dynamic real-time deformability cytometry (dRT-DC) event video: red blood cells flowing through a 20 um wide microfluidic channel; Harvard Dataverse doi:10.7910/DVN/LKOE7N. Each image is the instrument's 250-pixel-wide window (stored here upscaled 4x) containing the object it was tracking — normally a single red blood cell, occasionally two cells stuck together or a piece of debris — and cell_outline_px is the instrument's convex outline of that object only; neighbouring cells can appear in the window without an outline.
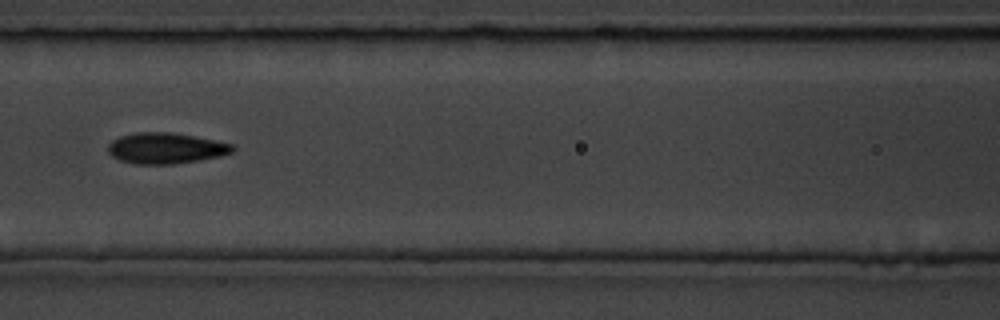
{"species": "common noctule bat (a hibernating species)", "species_latin": "Nyctalus noctula", "temperature_condition": "room temperature", "stored_images_in_passage": 9, "camera_frame_rate_fps": 3000, "um_per_image_px": 0.085, "animal": {"sex": "male", "body_mass_g": 19.5, "forearm_length_mm": 54.6}, "frame": {"image": 1, "passage_image": 7, "time_ms": 7.0, "image_size_px": [1000, 320], "cell_outline_px": [[236, 148], [232, 152], [220, 156], [200, 160], [172, 164], [132, 164], [120, 160], [112, 156], [108, 152], [108, 144], [112, 140], [120, 136], [136, 132], [172, 132], [236, 144]], "centroid_in_image_um": [14.1, 12.59], "position_along_channel_um": 152.5, "area_um2": 22.6}}